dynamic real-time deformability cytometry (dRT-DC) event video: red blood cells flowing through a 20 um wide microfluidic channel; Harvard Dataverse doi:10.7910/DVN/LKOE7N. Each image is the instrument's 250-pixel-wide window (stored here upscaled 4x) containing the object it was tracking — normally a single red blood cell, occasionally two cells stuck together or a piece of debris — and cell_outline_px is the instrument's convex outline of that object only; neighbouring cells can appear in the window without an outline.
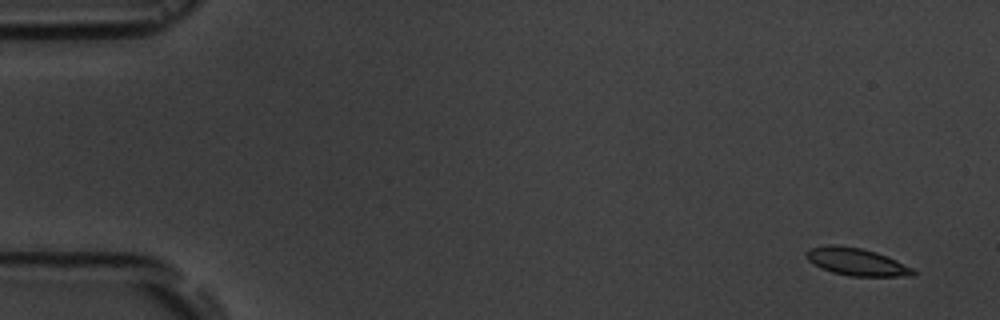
{"species": "common noctule bat (a hibernating species)", "species_latin": "Nyctalus noctula", "temperature_condition": "room temperature", "stored_images_in_passage": 6, "camera_frame_rate_fps": 3000, "um_per_image_px": 0.085, "animal": {"sex": "male", "body_mass_g": 19.5, "forearm_length_mm": 54.6}, "frame": {"image": 1, "passage_image": 1, "time_ms": 0.0, "image_size_px": [1000, 320], "cell_outline_px": [[916, 276], [848, 276], [832, 272], [808, 260], [804, 256], [804, 252], [808, 248], [828, 244], [836, 244], [860, 248], [876, 252], [896, 260], [912, 268], [916, 272]], "centroid_in_image_um": [72.78, 22.24], "position_along_channel_um": 12.2, "area_um2": 17.11}}
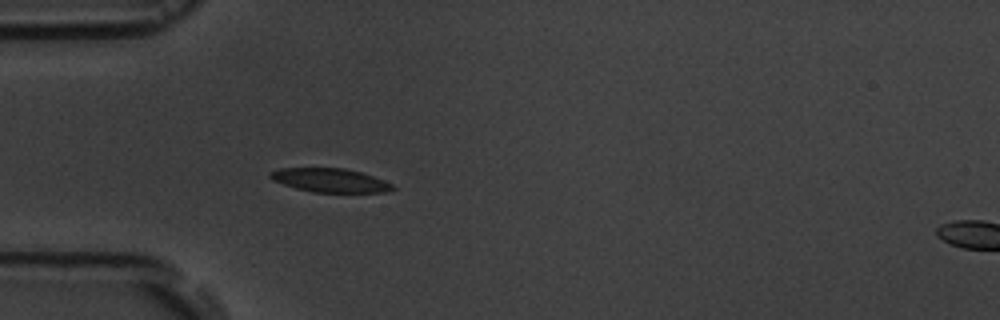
{"frame": {"image": 2, "passage_image": 5, "time_ms": 4.667, "image_size_px": [1000, 320], "cell_outline_px": [[396, 188], [388, 192], [312, 192], [296, 188], [272, 180], [268, 176], [268, 172], [280, 168], [344, 168], [360, 172], [372, 176], [392, 184]], "centroid_in_image_um": [28.02, 15.32], "position_along_channel_um": 57.0, "area_um2": 16.88}}